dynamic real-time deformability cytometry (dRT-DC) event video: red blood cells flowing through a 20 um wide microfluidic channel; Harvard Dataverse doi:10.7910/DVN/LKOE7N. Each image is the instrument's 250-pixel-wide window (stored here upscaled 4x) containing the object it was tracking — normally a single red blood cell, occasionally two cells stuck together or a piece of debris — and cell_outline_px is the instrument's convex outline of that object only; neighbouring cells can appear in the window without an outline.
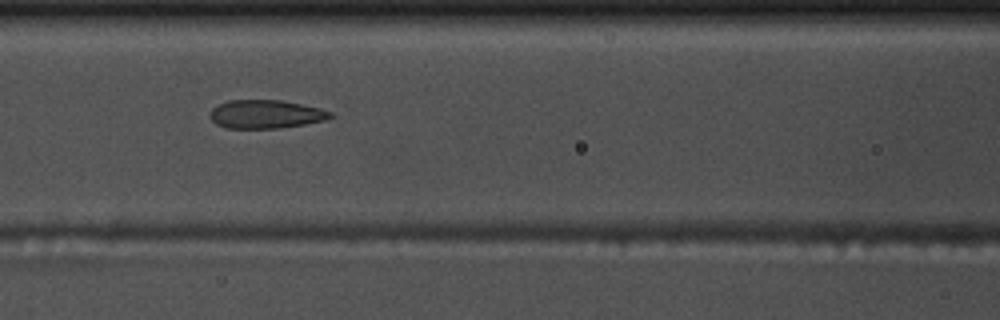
{"species": "common noctule bat (a hibernating species)", "species_latin": "Nyctalus noctula", "temperature_condition": "warm", "stored_images_in_passage": 14, "camera_frame_rate_fps": 3000, "um_per_image_px": 0.085, "animal": {"sex": "male", "body_mass_g": 17.5, "forearm_length_mm": 52.3}, "frame": {"image": 1, "passage_image": 7, "time_ms": 2.0, "image_size_px": [1000, 320], "cell_outline_px": [[336, 116], [324, 120], [304, 124], [280, 128], [228, 128], [216, 124], [212, 120], [208, 112], [212, 108], [228, 100], [280, 100], [320, 108], [332, 112]], "centroid_in_image_um": [22.59, 9.7], "position_along_channel_um": 144.0, "area_um2": 19.94}}
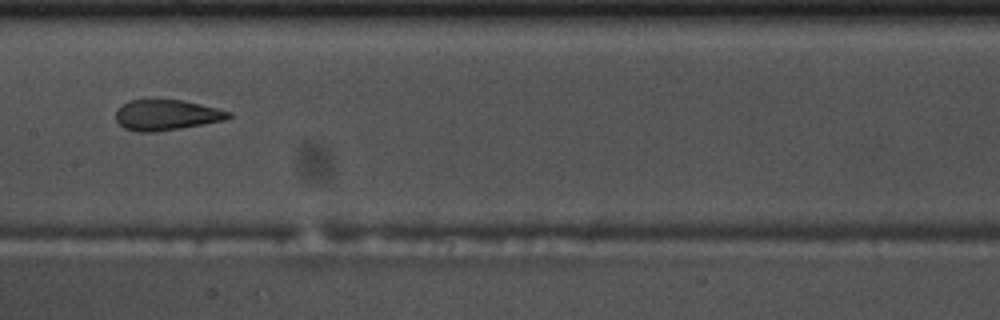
{"frame": {"image": 2, "passage_image": 8, "time_ms": 2.333, "image_size_px": [1000, 320], "cell_outline_px": [[232, 116], [224, 120], [180, 128], [152, 132], [136, 132], [124, 128], [116, 120], [116, 112], [128, 100], [184, 100], [232, 112]], "centroid_in_image_um": [14.15, 9.78], "position_along_channel_um": 193.2, "area_um2": 19.83}}
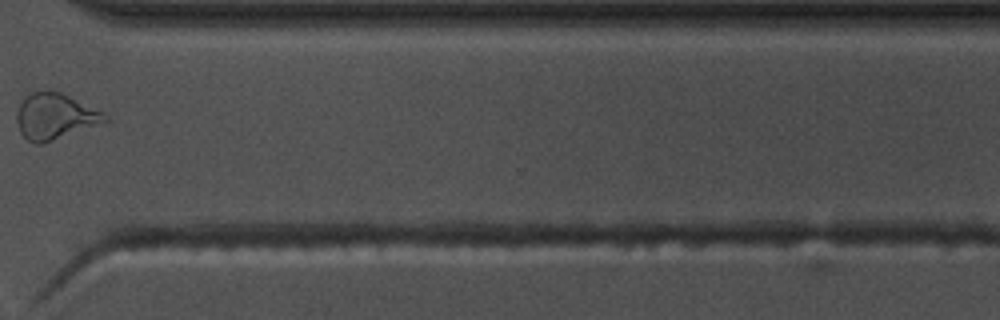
{"frame": {"image": 3, "passage_image": 12, "time_ms": 3.667, "image_size_px": [1000, 320], "cell_outline_px": [[108, 120], [100, 124], [44, 144], [36, 144], [28, 140], [20, 132], [16, 120], [16, 116], [20, 104], [32, 92], [44, 88], [60, 92], [104, 112], [108, 116]], "centroid_in_image_um": [4.67, 9.89], "position_along_channel_um": 365.9, "area_um2": 23.7}}